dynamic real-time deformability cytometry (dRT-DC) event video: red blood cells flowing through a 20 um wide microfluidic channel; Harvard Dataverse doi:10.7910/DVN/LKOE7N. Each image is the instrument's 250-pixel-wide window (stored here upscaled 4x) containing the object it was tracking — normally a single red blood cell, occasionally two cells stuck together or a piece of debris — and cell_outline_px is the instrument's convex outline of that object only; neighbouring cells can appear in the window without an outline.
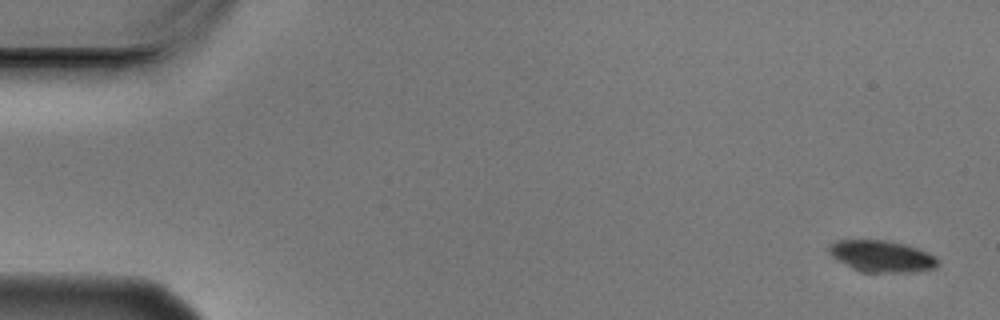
{"species": "Egyptian fruit bat (a non-hibernating species)", "species_latin": "Rousettus aegyptiacus", "temperature_condition": "cold", "stored_images_in_passage": 6, "camera_frame_rate_fps": 3000, "um_per_image_px": 0.085, "animal": {"sex": "male"}, "frame": {"image": 1, "passage_image": 1, "time_ms": 0.0, "image_size_px": [1000, 320], "cell_outline_px": [[940, 260], [936, 268], [908, 272], [864, 272], [852, 268], [836, 260], [828, 252], [828, 248], [836, 240], [888, 240], [904, 244], [928, 252], [936, 256]], "centroid_in_image_um": [74.95, 21.78], "position_along_channel_um": 10.0, "area_um2": 20.06}}